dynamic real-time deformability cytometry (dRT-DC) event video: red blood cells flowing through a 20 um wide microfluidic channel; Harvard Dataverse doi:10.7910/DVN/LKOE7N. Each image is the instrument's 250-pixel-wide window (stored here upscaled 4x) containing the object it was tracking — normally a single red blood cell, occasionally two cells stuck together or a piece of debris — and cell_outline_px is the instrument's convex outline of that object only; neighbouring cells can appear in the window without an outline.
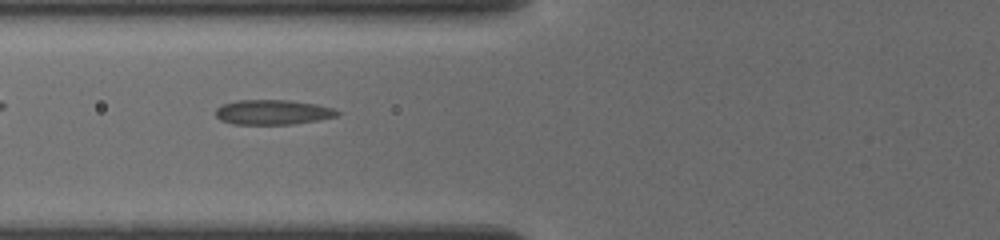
{"species": "common noctule bat (a hibernating species)", "species_latin": "Nyctalus noctula", "temperature_condition": "cold", "stored_images_in_passage": 48, "camera_frame_rate_fps": 3000, "um_per_image_px": 0.085, "animal": {"sex": "female", "body_mass_g": 19.5, "forearm_length_mm": 54.1}, "frame": {"image": 1, "passage_image": 8, "time_ms": 2.0, "image_size_px": [1000, 240], "cell_outline_px": [[340, 112], [336, 116], [316, 120], [292, 124], [232, 124], [220, 120], [216, 116], [216, 108], [224, 104], [236, 100], [288, 100], [316, 104], [332, 108]], "centroid_in_image_um": [23.15, 9.53], "position_along_channel_um": 102.7, "area_um2": 17.46}}
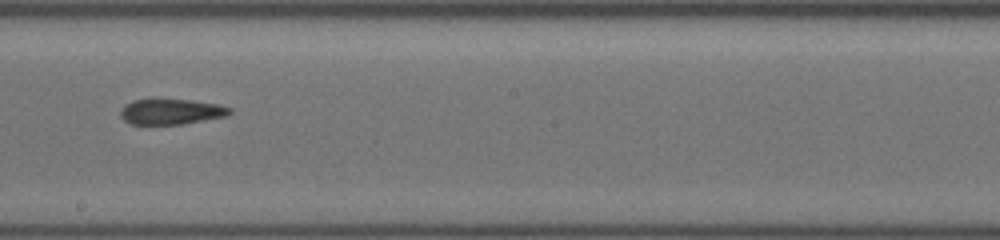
{"frame": {"image": 2, "passage_image": 18, "time_ms": 5.333, "image_size_px": [1000, 240], "cell_outline_px": [[232, 112], [224, 116], [184, 124], [132, 124], [124, 120], [120, 116], [120, 108], [124, 104], [132, 100], [156, 96], [188, 100], [216, 104], [232, 108]], "centroid_in_image_um": [14.45, 9.44], "position_along_channel_um": 233.7, "area_um2": 16.82}}
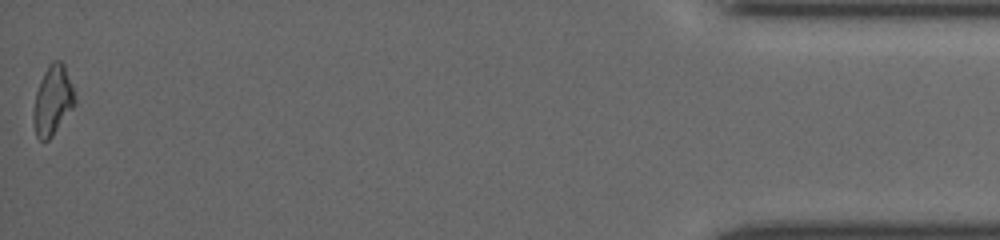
{"frame": {"image": 3, "passage_image": 47, "time_ms": 12.333, "image_size_px": [1000, 240], "cell_outline_px": [[76, 100], [72, 108], [52, 136], [48, 140], [40, 140], [36, 136], [36, 92], [40, 80], [48, 64], [52, 60], [60, 60], [64, 64]], "centroid_in_image_um": [4.51, 8.47], "position_along_channel_um": 430.7, "area_um2": 15.9}}